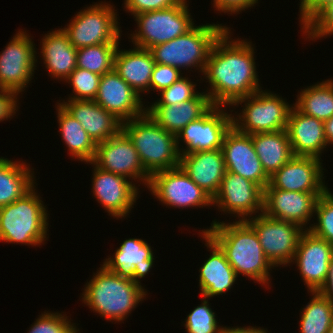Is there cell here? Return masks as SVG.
<instances>
[{
    "label": "cell",
    "instance_id": "cell-13",
    "mask_svg": "<svg viewBox=\"0 0 333 333\" xmlns=\"http://www.w3.org/2000/svg\"><path fill=\"white\" fill-rule=\"evenodd\" d=\"M225 109L213 106L204 116L189 122L177 134V149L180 155L222 148L224 136L232 126V114H228ZM180 142L185 143V148Z\"/></svg>",
    "mask_w": 333,
    "mask_h": 333
},
{
    "label": "cell",
    "instance_id": "cell-39",
    "mask_svg": "<svg viewBox=\"0 0 333 333\" xmlns=\"http://www.w3.org/2000/svg\"><path fill=\"white\" fill-rule=\"evenodd\" d=\"M66 315L45 311L34 321L27 333H81Z\"/></svg>",
    "mask_w": 333,
    "mask_h": 333
},
{
    "label": "cell",
    "instance_id": "cell-6",
    "mask_svg": "<svg viewBox=\"0 0 333 333\" xmlns=\"http://www.w3.org/2000/svg\"><path fill=\"white\" fill-rule=\"evenodd\" d=\"M227 28L222 24H202L194 26L187 33L156 46L151 47L157 64L170 65L188 70L193 67L204 73L210 49L214 41Z\"/></svg>",
    "mask_w": 333,
    "mask_h": 333
},
{
    "label": "cell",
    "instance_id": "cell-30",
    "mask_svg": "<svg viewBox=\"0 0 333 333\" xmlns=\"http://www.w3.org/2000/svg\"><path fill=\"white\" fill-rule=\"evenodd\" d=\"M251 138L262 168L269 178L294 156L287 130L255 133L251 134Z\"/></svg>",
    "mask_w": 333,
    "mask_h": 333
},
{
    "label": "cell",
    "instance_id": "cell-36",
    "mask_svg": "<svg viewBox=\"0 0 333 333\" xmlns=\"http://www.w3.org/2000/svg\"><path fill=\"white\" fill-rule=\"evenodd\" d=\"M315 215L317 223L309 224L308 230L333 245V194L329 188L318 198Z\"/></svg>",
    "mask_w": 333,
    "mask_h": 333
},
{
    "label": "cell",
    "instance_id": "cell-17",
    "mask_svg": "<svg viewBox=\"0 0 333 333\" xmlns=\"http://www.w3.org/2000/svg\"><path fill=\"white\" fill-rule=\"evenodd\" d=\"M332 256L331 243L309 230L302 233L292 262L298 267L308 292L319 291L325 284Z\"/></svg>",
    "mask_w": 333,
    "mask_h": 333
},
{
    "label": "cell",
    "instance_id": "cell-19",
    "mask_svg": "<svg viewBox=\"0 0 333 333\" xmlns=\"http://www.w3.org/2000/svg\"><path fill=\"white\" fill-rule=\"evenodd\" d=\"M322 194L284 191L272 188L268 184L264 189L263 213L275 219L298 224L308 230L307 225L315 216L316 203Z\"/></svg>",
    "mask_w": 333,
    "mask_h": 333
},
{
    "label": "cell",
    "instance_id": "cell-20",
    "mask_svg": "<svg viewBox=\"0 0 333 333\" xmlns=\"http://www.w3.org/2000/svg\"><path fill=\"white\" fill-rule=\"evenodd\" d=\"M141 97L113 69L101 76L94 101L121 122L132 120L146 112Z\"/></svg>",
    "mask_w": 333,
    "mask_h": 333
},
{
    "label": "cell",
    "instance_id": "cell-46",
    "mask_svg": "<svg viewBox=\"0 0 333 333\" xmlns=\"http://www.w3.org/2000/svg\"><path fill=\"white\" fill-rule=\"evenodd\" d=\"M332 0H300L299 24L302 28ZM301 22V23H300Z\"/></svg>",
    "mask_w": 333,
    "mask_h": 333
},
{
    "label": "cell",
    "instance_id": "cell-10",
    "mask_svg": "<svg viewBox=\"0 0 333 333\" xmlns=\"http://www.w3.org/2000/svg\"><path fill=\"white\" fill-rule=\"evenodd\" d=\"M246 222L255 230L262 249L274 267L292 263L299 239L305 231L298 224L258 214Z\"/></svg>",
    "mask_w": 333,
    "mask_h": 333
},
{
    "label": "cell",
    "instance_id": "cell-26",
    "mask_svg": "<svg viewBox=\"0 0 333 333\" xmlns=\"http://www.w3.org/2000/svg\"><path fill=\"white\" fill-rule=\"evenodd\" d=\"M60 104L82 125L94 142L112 138L122 129V122L94 100H62Z\"/></svg>",
    "mask_w": 333,
    "mask_h": 333
},
{
    "label": "cell",
    "instance_id": "cell-8",
    "mask_svg": "<svg viewBox=\"0 0 333 333\" xmlns=\"http://www.w3.org/2000/svg\"><path fill=\"white\" fill-rule=\"evenodd\" d=\"M115 6L106 2L80 10L64 28L68 40L76 48L99 44H120L121 27Z\"/></svg>",
    "mask_w": 333,
    "mask_h": 333
},
{
    "label": "cell",
    "instance_id": "cell-40",
    "mask_svg": "<svg viewBox=\"0 0 333 333\" xmlns=\"http://www.w3.org/2000/svg\"><path fill=\"white\" fill-rule=\"evenodd\" d=\"M196 83L188 77H181L168 88L160 91L161 98L152 105H173L184 103L195 98L200 92L196 89ZM197 90V91H196Z\"/></svg>",
    "mask_w": 333,
    "mask_h": 333
},
{
    "label": "cell",
    "instance_id": "cell-18",
    "mask_svg": "<svg viewBox=\"0 0 333 333\" xmlns=\"http://www.w3.org/2000/svg\"><path fill=\"white\" fill-rule=\"evenodd\" d=\"M221 150L228 172L253 181L263 190L269 184L250 134L242 133L232 125L224 136Z\"/></svg>",
    "mask_w": 333,
    "mask_h": 333
},
{
    "label": "cell",
    "instance_id": "cell-7",
    "mask_svg": "<svg viewBox=\"0 0 333 333\" xmlns=\"http://www.w3.org/2000/svg\"><path fill=\"white\" fill-rule=\"evenodd\" d=\"M284 99L271 91L262 89L241 98L232 105L235 108L244 103L239 114H232V125L238 131L250 135L286 130L289 113L293 106Z\"/></svg>",
    "mask_w": 333,
    "mask_h": 333
},
{
    "label": "cell",
    "instance_id": "cell-11",
    "mask_svg": "<svg viewBox=\"0 0 333 333\" xmlns=\"http://www.w3.org/2000/svg\"><path fill=\"white\" fill-rule=\"evenodd\" d=\"M36 46L26 31L18 30L0 52V88L20 95L26 90L36 70Z\"/></svg>",
    "mask_w": 333,
    "mask_h": 333
},
{
    "label": "cell",
    "instance_id": "cell-12",
    "mask_svg": "<svg viewBox=\"0 0 333 333\" xmlns=\"http://www.w3.org/2000/svg\"><path fill=\"white\" fill-rule=\"evenodd\" d=\"M147 188L166 207L188 209L213 205L212 198L190 179L181 166L152 174Z\"/></svg>",
    "mask_w": 333,
    "mask_h": 333
},
{
    "label": "cell",
    "instance_id": "cell-15",
    "mask_svg": "<svg viewBox=\"0 0 333 333\" xmlns=\"http://www.w3.org/2000/svg\"><path fill=\"white\" fill-rule=\"evenodd\" d=\"M92 162L98 168L148 186L150 175L145 171L133 142L122 129L112 138L96 144Z\"/></svg>",
    "mask_w": 333,
    "mask_h": 333
},
{
    "label": "cell",
    "instance_id": "cell-43",
    "mask_svg": "<svg viewBox=\"0 0 333 333\" xmlns=\"http://www.w3.org/2000/svg\"><path fill=\"white\" fill-rule=\"evenodd\" d=\"M181 0H124V9L131 15L162 10L177 5Z\"/></svg>",
    "mask_w": 333,
    "mask_h": 333
},
{
    "label": "cell",
    "instance_id": "cell-25",
    "mask_svg": "<svg viewBox=\"0 0 333 333\" xmlns=\"http://www.w3.org/2000/svg\"><path fill=\"white\" fill-rule=\"evenodd\" d=\"M199 235L205 240L211 255L199 269V289L201 296L210 298L223 295L235 284L238 276L228 263L225 253L204 232Z\"/></svg>",
    "mask_w": 333,
    "mask_h": 333
},
{
    "label": "cell",
    "instance_id": "cell-38",
    "mask_svg": "<svg viewBox=\"0 0 333 333\" xmlns=\"http://www.w3.org/2000/svg\"><path fill=\"white\" fill-rule=\"evenodd\" d=\"M101 75L76 67L68 78L66 83L72 87L73 96H68L73 100H94L100 82Z\"/></svg>",
    "mask_w": 333,
    "mask_h": 333
},
{
    "label": "cell",
    "instance_id": "cell-34",
    "mask_svg": "<svg viewBox=\"0 0 333 333\" xmlns=\"http://www.w3.org/2000/svg\"><path fill=\"white\" fill-rule=\"evenodd\" d=\"M312 296L300 312V333H328L333 322V303L318 291Z\"/></svg>",
    "mask_w": 333,
    "mask_h": 333
},
{
    "label": "cell",
    "instance_id": "cell-1",
    "mask_svg": "<svg viewBox=\"0 0 333 333\" xmlns=\"http://www.w3.org/2000/svg\"><path fill=\"white\" fill-rule=\"evenodd\" d=\"M227 27L210 49L203 76L214 106H232L237 100L261 90L256 71L255 52L248 40L231 38Z\"/></svg>",
    "mask_w": 333,
    "mask_h": 333
},
{
    "label": "cell",
    "instance_id": "cell-44",
    "mask_svg": "<svg viewBox=\"0 0 333 333\" xmlns=\"http://www.w3.org/2000/svg\"><path fill=\"white\" fill-rule=\"evenodd\" d=\"M18 94L12 90L0 88V121L12 119L18 110Z\"/></svg>",
    "mask_w": 333,
    "mask_h": 333
},
{
    "label": "cell",
    "instance_id": "cell-24",
    "mask_svg": "<svg viewBox=\"0 0 333 333\" xmlns=\"http://www.w3.org/2000/svg\"><path fill=\"white\" fill-rule=\"evenodd\" d=\"M180 166L212 199L217 194L227 171L221 149L180 155Z\"/></svg>",
    "mask_w": 333,
    "mask_h": 333
},
{
    "label": "cell",
    "instance_id": "cell-45",
    "mask_svg": "<svg viewBox=\"0 0 333 333\" xmlns=\"http://www.w3.org/2000/svg\"><path fill=\"white\" fill-rule=\"evenodd\" d=\"M258 3V0H213V8L220 13L240 14L241 11L247 10Z\"/></svg>",
    "mask_w": 333,
    "mask_h": 333
},
{
    "label": "cell",
    "instance_id": "cell-4",
    "mask_svg": "<svg viewBox=\"0 0 333 333\" xmlns=\"http://www.w3.org/2000/svg\"><path fill=\"white\" fill-rule=\"evenodd\" d=\"M36 185L22 198L0 207V242L44 245L49 217Z\"/></svg>",
    "mask_w": 333,
    "mask_h": 333
},
{
    "label": "cell",
    "instance_id": "cell-35",
    "mask_svg": "<svg viewBox=\"0 0 333 333\" xmlns=\"http://www.w3.org/2000/svg\"><path fill=\"white\" fill-rule=\"evenodd\" d=\"M119 44H99L77 49V67L104 75L114 69V58Z\"/></svg>",
    "mask_w": 333,
    "mask_h": 333
},
{
    "label": "cell",
    "instance_id": "cell-16",
    "mask_svg": "<svg viewBox=\"0 0 333 333\" xmlns=\"http://www.w3.org/2000/svg\"><path fill=\"white\" fill-rule=\"evenodd\" d=\"M90 163L94 166L92 193L97 202L114 218L128 217L140 192L136 183L123 175L105 171L93 162Z\"/></svg>",
    "mask_w": 333,
    "mask_h": 333
},
{
    "label": "cell",
    "instance_id": "cell-47",
    "mask_svg": "<svg viewBox=\"0 0 333 333\" xmlns=\"http://www.w3.org/2000/svg\"><path fill=\"white\" fill-rule=\"evenodd\" d=\"M318 292L333 303V256L330 260L326 282Z\"/></svg>",
    "mask_w": 333,
    "mask_h": 333
},
{
    "label": "cell",
    "instance_id": "cell-14",
    "mask_svg": "<svg viewBox=\"0 0 333 333\" xmlns=\"http://www.w3.org/2000/svg\"><path fill=\"white\" fill-rule=\"evenodd\" d=\"M264 190L253 181L226 171L219 190L212 199L220 212L236 214L239 221H246L263 213Z\"/></svg>",
    "mask_w": 333,
    "mask_h": 333
},
{
    "label": "cell",
    "instance_id": "cell-5",
    "mask_svg": "<svg viewBox=\"0 0 333 333\" xmlns=\"http://www.w3.org/2000/svg\"><path fill=\"white\" fill-rule=\"evenodd\" d=\"M122 130L133 142L143 167L150 176L180 166L176 135L158 125L147 112L122 122Z\"/></svg>",
    "mask_w": 333,
    "mask_h": 333
},
{
    "label": "cell",
    "instance_id": "cell-28",
    "mask_svg": "<svg viewBox=\"0 0 333 333\" xmlns=\"http://www.w3.org/2000/svg\"><path fill=\"white\" fill-rule=\"evenodd\" d=\"M155 64L149 49L135 46L129 50H120L118 47L114 58V70L140 96L150 90V81Z\"/></svg>",
    "mask_w": 333,
    "mask_h": 333
},
{
    "label": "cell",
    "instance_id": "cell-21",
    "mask_svg": "<svg viewBox=\"0 0 333 333\" xmlns=\"http://www.w3.org/2000/svg\"><path fill=\"white\" fill-rule=\"evenodd\" d=\"M322 160L315 157L293 156L270 178L269 185L290 192L324 193Z\"/></svg>",
    "mask_w": 333,
    "mask_h": 333
},
{
    "label": "cell",
    "instance_id": "cell-48",
    "mask_svg": "<svg viewBox=\"0 0 333 333\" xmlns=\"http://www.w3.org/2000/svg\"><path fill=\"white\" fill-rule=\"evenodd\" d=\"M269 331L267 329H264L262 327H253V326H244V327H229V326H224L222 328L221 333H268Z\"/></svg>",
    "mask_w": 333,
    "mask_h": 333
},
{
    "label": "cell",
    "instance_id": "cell-49",
    "mask_svg": "<svg viewBox=\"0 0 333 333\" xmlns=\"http://www.w3.org/2000/svg\"><path fill=\"white\" fill-rule=\"evenodd\" d=\"M324 129L327 145L331 146V144H333V116L324 121Z\"/></svg>",
    "mask_w": 333,
    "mask_h": 333
},
{
    "label": "cell",
    "instance_id": "cell-42",
    "mask_svg": "<svg viewBox=\"0 0 333 333\" xmlns=\"http://www.w3.org/2000/svg\"><path fill=\"white\" fill-rule=\"evenodd\" d=\"M179 69L172 67L170 65L164 64H155V67L152 71L151 81H150V89L151 91L155 90L160 92L169 86H171L174 82L178 81L183 75Z\"/></svg>",
    "mask_w": 333,
    "mask_h": 333
},
{
    "label": "cell",
    "instance_id": "cell-23",
    "mask_svg": "<svg viewBox=\"0 0 333 333\" xmlns=\"http://www.w3.org/2000/svg\"><path fill=\"white\" fill-rule=\"evenodd\" d=\"M286 130L294 156L315 157L322 160V153L328 146L323 121L303 114L293 106Z\"/></svg>",
    "mask_w": 333,
    "mask_h": 333
},
{
    "label": "cell",
    "instance_id": "cell-29",
    "mask_svg": "<svg viewBox=\"0 0 333 333\" xmlns=\"http://www.w3.org/2000/svg\"><path fill=\"white\" fill-rule=\"evenodd\" d=\"M40 45L41 60L48 74L55 79L65 81L77 67V49L61 28L45 34L41 38Z\"/></svg>",
    "mask_w": 333,
    "mask_h": 333
},
{
    "label": "cell",
    "instance_id": "cell-37",
    "mask_svg": "<svg viewBox=\"0 0 333 333\" xmlns=\"http://www.w3.org/2000/svg\"><path fill=\"white\" fill-rule=\"evenodd\" d=\"M195 307L183 323L187 333H221L223 326L219 325L216 313L209 306L208 298Z\"/></svg>",
    "mask_w": 333,
    "mask_h": 333
},
{
    "label": "cell",
    "instance_id": "cell-41",
    "mask_svg": "<svg viewBox=\"0 0 333 333\" xmlns=\"http://www.w3.org/2000/svg\"><path fill=\"white\" fill-rule=\"evenodd\" d=\"M303 36L309 40L333 35V0L323 7L303 28ZM308 35V36H307Z\"/></svg>",
    "mask_w": 333,
    "mask_h": 333
},
{
    "label": "cell",
    "instance_id": "cell-32",
    "mask_svg": "<svg viewBox=\"0 0 333 333\" xmlns=\"http://www.w3.org/2000/svg\"><path fill=\"white\" fill-rule=\"evenodd\" d=\"M59 132L68 147L69 155L79 161L92 162L95 157L96 143L76 120L59 102H56Z\"/></svg>",
    "mask_w": 333,
    "mask_h": 333
},
{
    "label": "cell",
    "instance_id": "cell-31",
    "mask_svg": "<svg viewBox=\"0 0 333 333\" xmlns=\"http://www.w3.org/2000/svg\"><path fill=\"white\" fill-rule=\"evenodd\" d=\"M31 170L34 169L21 160L0 157V207L22 198L35 186V173Z\"/></svg>",
    "mask_w": 333,
    "mask_h": 333
},
{
    "label": "cell",
    "instance_id": "cell-2",
    "mask_svg": "<svg viewBox=\"0 0 333 333\" xmlns=\"http://www.w3.org/2000/svg\"><path fill=\"white\" fill-rule=\"evenodd\" d=\"M200 231L225 253L237 276L241 274L262 286H270V272L275 267L266 257L255 230L246 221L214 220L209 229Z\"/></svg>",
    "mask_w": 333,
    "mask_h": 333
},
{
    "label": "cell",
    "instance_id": "cell-22",
    "mask_svg": "<svg viewBox=\"0 0 333 333\" xmlns=\"http://www.w3.org/2000/svg\"><path fill=\"white\" fill-rule=\"evenodd\" d=\"M154 253L151 246L143 239L129 238L121 243L112 256L103 262L109 271L135 281L141 285L154 264Z\"/></svg>",
    "mask_w": 333,
    "mask_h": 333
},
{
    "label": "cell",
    "instance_id": "cell-9",
    "mask_svg": "<svg viewBox=\"0 0 333 333\" xmlns=\"http://www.w3.org/2000/svg\"><path fill=\"white\" fill-rule=\"evenodd\" d=\"M186 0L173 7L134 15L135 33L130 34L133 46L150 49L187 33L195 25Z\"/></svg>",
    "mask_w": 333,
    "mask_h": 333
},
{
    "label": "cell",
    "instance_id": "cell-33",
    "mask_svg": "<svg viewBox=\"0 0 333 333\" xmlns=\"http://www.w3.org/2000/svg\"><path fill=\"white\" fill-rule=\"evenodd\" d=\"M301 113L326 121L333 116V79L302 89L293 103Z\"/></svg>",
    "mask_w": 333,
    "mask_h": 333
},
{
    "label": "cell",
    "instance_id": "cell-50",
    "mask_svg": "<svg viewBox=\"0 0 333 333\" xmlns=\"http://www.w3.org/2000/svg\"><path fill=\"white\" fill-rule=\"evenodd\" d=\"M328 333H333V322H332V324H331V326H330V328L328 330Z\"/></svg>",
    "mask_w": 333,
    "mask_h": 333
},
{
    "label": "cell",
    "instance_id": "cell-27",
    "mask_svg": "<svg viewBox=\"0 0 333 333\" xmlns=\"http://www.w3.org/2000/svg\"><path fill=\"white\" fill-rule=\"evenodd\" d=\"M214 105L206 92L173 105H146V112L167 132L177 134L189 123L204 116Z\"/></svg>",
    "mask_w": 333,
    "mask_h": 333
},
{
    "label": "cell",
    "instance_id": "cell-3",
    "mask_svg": "<svg viewBox=\"0 0 333 333\" xmlns=\"http://www.w3.org/2000/svg\"><path fill=\"white\" fill-rule=\"evenodd\" d=\"M82 301L90 310L111 322H123L148 294L135 281L109 271L104 265L85 284Z\"/></svg>",
    "mask_w": 333,
    "mask_h": 333
}]
</instances>
